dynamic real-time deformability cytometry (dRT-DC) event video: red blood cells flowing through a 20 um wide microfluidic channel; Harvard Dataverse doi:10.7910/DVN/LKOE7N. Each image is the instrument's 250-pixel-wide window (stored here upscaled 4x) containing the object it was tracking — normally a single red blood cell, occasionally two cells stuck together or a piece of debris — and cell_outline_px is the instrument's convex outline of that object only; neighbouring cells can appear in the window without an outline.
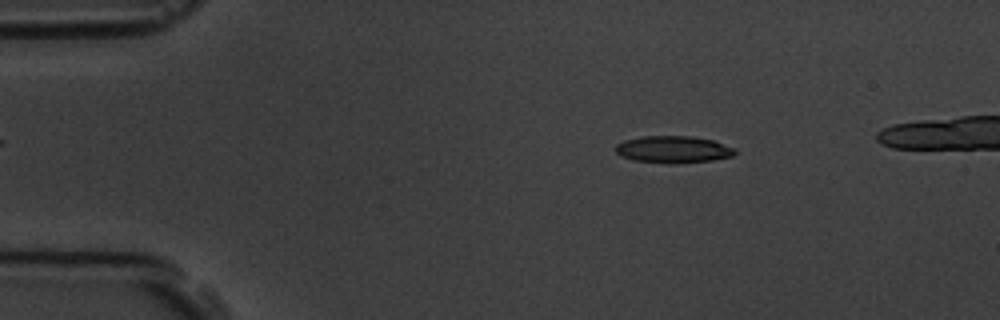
{"species": "common noctule bat (a hibernating species)", "species_latin": "Nyctalus noctula", "temperature_condition": "room temperature", "stored_images_in_passage": 5, "camera_frame_rate_fps": 3000, "um_per_image_px": 0.085, "animal": {"sex": "male", "body_mass_g": 19.5, "forearm_length_mm": 54.6}, "frame": {"image": 1, "passage_image": 2, "time_ms": 1.0, "image_size_px": [1000, 320], "cell_outline_px": [[736, 152], [732, 156], [712, 160], [668, 164], [632, 160], [620, 156], [616, 152], [616, 144], [624, 140], [644, 136], [692, 136], [712, 140], [736, 148]], "centroid_in_image_um": [57.2, 12.7], "position_along_channel_um": 27.8, "area_um2": 18.84}}